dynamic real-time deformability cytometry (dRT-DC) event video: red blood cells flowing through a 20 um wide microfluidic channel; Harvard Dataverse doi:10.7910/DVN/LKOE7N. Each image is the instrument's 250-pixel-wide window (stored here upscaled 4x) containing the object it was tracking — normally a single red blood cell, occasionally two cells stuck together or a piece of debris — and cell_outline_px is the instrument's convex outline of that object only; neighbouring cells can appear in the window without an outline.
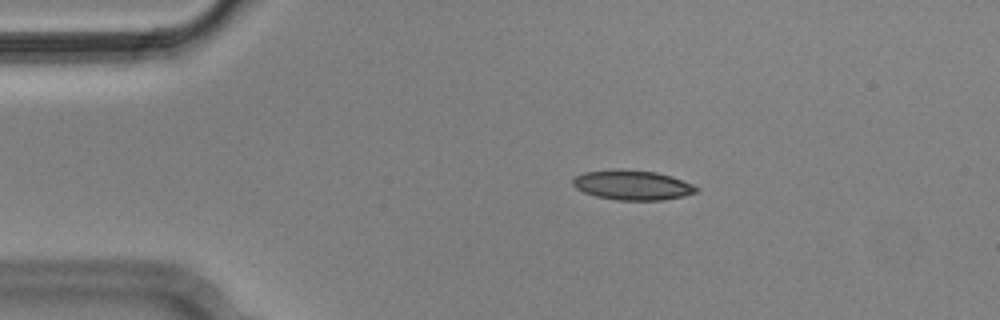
{"species": "Egyptian fruit bat (a non-hibernating species)", "species_latin": "Rousettus aegyptiacus", "temperature_condition": "cold", "stored_images_in_passage": 9, "camera_frame_rate_fps": 3000, "um_per_image_px": 0.085, "animal": {"sex": "male"}, "frame": {"image": 1, "passage_image": 2, "time_ms": 0.333, "image_size_px": [1000, 320], "cell_outline_px": [[700, 188], [696, 192], [684, 196], [664, 200], [616, 200], [596, 196], [584, 192], [576, 188], [572, 184], [572, 180], [576, 176], [584, 172], [616, 168], [620, 168], [656, 172], [672, 176], [692, 184]], "centroid_in_image_um": [53.75, 15.72], "position_along_channel_um": 31.2, "area_um2": 21.62}}
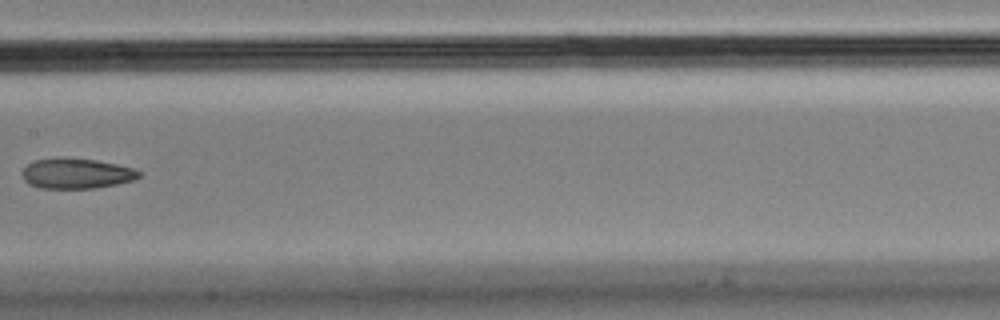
{"frame": {"image": 2, "passage_image": 7, "time_ms": 2.0, "image_size_px": [1000, 320], "cell_outline_px": [[140, 176], [132, 180], [116, 184], [92, 188], [40, 188], [28, 184], [24, 180], [20, 172], [28, 164], [36, 160], [64, 156], [96, 160], [116, 164], [132, 168], [140, 172]], "centroid_in_image_um": [6.44, 14.73], "position_along_channel_um": 201.0, "area_um2": 20.69}}
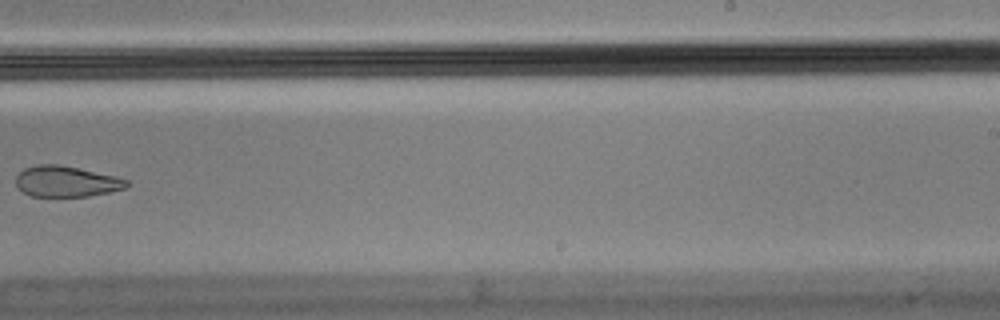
{"frame": {"image": 3, "passage_image": 9, "time_ms": 2.667, "image_size_px": [1000, 320], "cell_outline_px": [[128, 184], [124, 188], [108, 192], [88, 196], [32, 196], [24, 192], [16, 184], [16, 176], [24, 168], [36, 164], [60, 164], [116, 176], [128, 180]], "centroid_in_image_um": [5.62, 15.41], "position_along_channel_um": 283.4, "area_um2": 19.77}}